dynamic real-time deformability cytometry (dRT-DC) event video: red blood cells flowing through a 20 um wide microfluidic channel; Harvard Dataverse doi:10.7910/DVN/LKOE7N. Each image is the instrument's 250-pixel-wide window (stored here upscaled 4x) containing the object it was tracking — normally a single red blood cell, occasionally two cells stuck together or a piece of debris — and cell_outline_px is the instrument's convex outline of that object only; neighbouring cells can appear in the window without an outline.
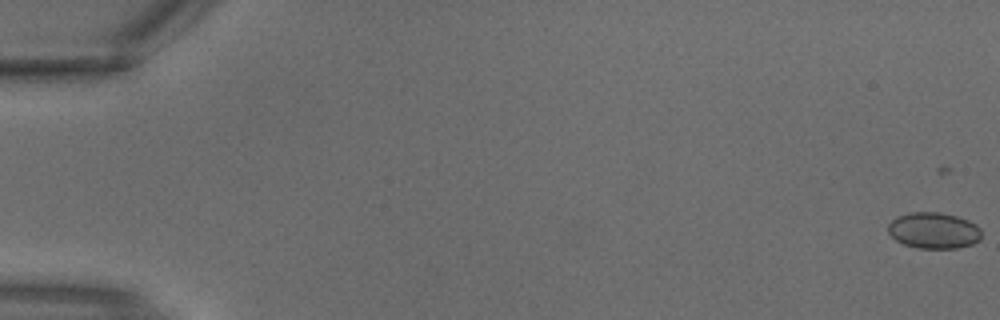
{"species": "common noctule bat (a hibernating species)", "species_latin": "Nyctalus noctula", "temperature_condition": "warm", "stored_images_in_passage": 4, "camera_frame_rate_fps": 3000, "um_per_image_px": 0.085, "animal": {"sex": "male", "body_mass_g": 18.8}, "frame": {"image": 1, "passage_image": 1, "time_ms": 0.0, "image_size_px": [1000, 320], "cell_outline_px": [[980, 240], [972, 244], [956, 248], [920, 248], [904, 244], [896, 240], [888, 232], [888, 224], [896, 216], [908, 212], [940, 212], [956, 216], [968, 220], [976, 224], [980, 228]], "centroid_in_image_um": [79.35, 19.58], "position_along_channel_um": 5.6, "area_um2": 19.71}}
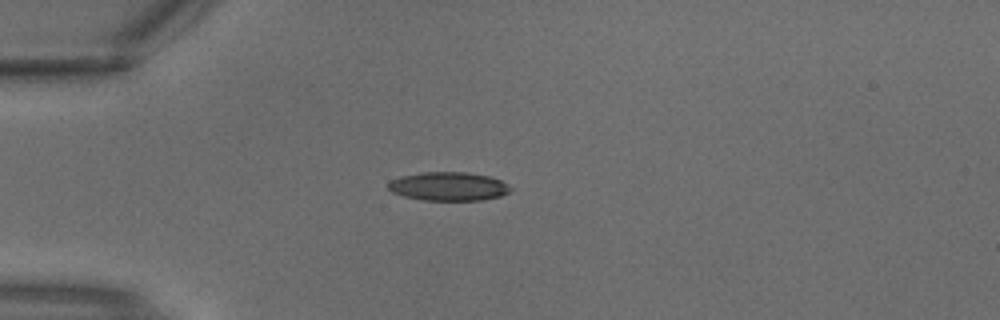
{"frame": {"image": 2, "passage_image": 4, "time_ms": 1.0, "image_size_px": [1000, 320], "cell_outline_px": [[512, 188], [508, 192], [500, 196], [480, 200], [424, 200], [404, 196], [392, 192], [388, 188], [388, 180], [400, 176], [424, 172], [468, 172], [488, 176], [500, 180]], "centroid_in_image_um": [38.08, 15.83], "position_along_channel_um": 46.9, "area_um2": 20.35}}